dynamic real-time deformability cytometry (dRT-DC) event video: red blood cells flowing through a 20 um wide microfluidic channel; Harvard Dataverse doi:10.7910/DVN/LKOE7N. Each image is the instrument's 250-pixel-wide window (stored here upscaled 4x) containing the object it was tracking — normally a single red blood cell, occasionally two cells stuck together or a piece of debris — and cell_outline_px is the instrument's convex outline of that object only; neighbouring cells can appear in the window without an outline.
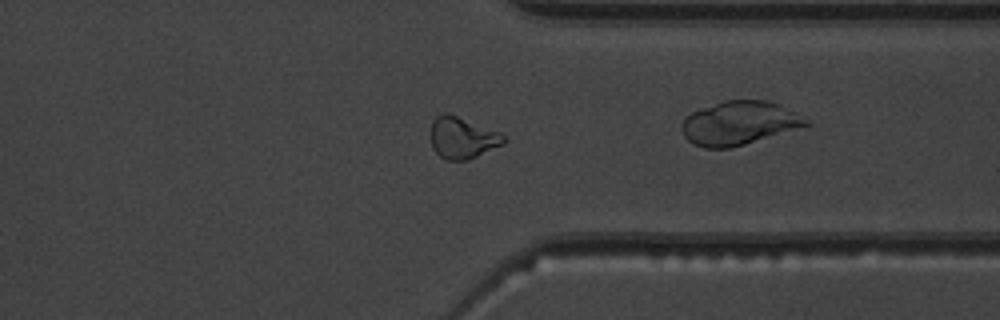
{"species": "common noctule bat (a hibernating species)", "species_latin": "Nyctalus noctula", "temperature_condition": "warm", "stored_images_in_passage": 42, "camera_frame_rate_fps": 3000, "um_per_image_px": 0.085, "animal": {"sex": "male", "body_mass_g": 19.5, "forearm_length_mm": 54.6}, "frame": {"image": 1, "passage_image": 30, "time_ms": 9.667, "image_size_px": [1000, 320], "cell_outline_px": [[508, 140], [504, 144], [468, 160], [444, 160], [432, 148], [432, 120], [436, 116], [444, 112], [448, 112], [500, 132], [508, 136]], "centroid_in_image_um": [39.34, 11.71], "position_along_channel_um": 372.1, "area_um2": 17.92}, "authors_computed_cell_mechanics": {"area_um2": 17.5134, "velocity_mm_per_s": 3.913, "shape_relaxation_time_tau1_ms": 5.4131, "shape_relaxation_time_tau2_ms": 1.8631, "deformation_change_tau1": 0.1762, "deformation_change_tau2": 0.0717}}